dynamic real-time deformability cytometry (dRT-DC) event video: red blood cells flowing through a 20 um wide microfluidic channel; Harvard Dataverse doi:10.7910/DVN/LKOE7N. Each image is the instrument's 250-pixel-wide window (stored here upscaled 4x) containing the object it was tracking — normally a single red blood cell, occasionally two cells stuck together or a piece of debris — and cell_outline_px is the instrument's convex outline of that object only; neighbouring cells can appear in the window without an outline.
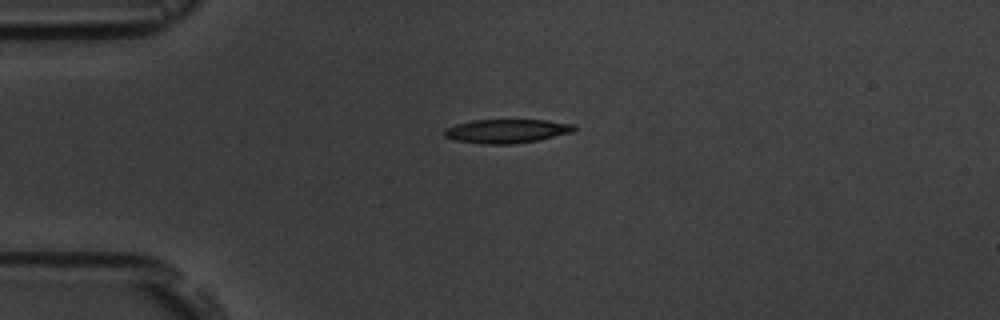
{"species": "common noctule bat (a hibernating species)", "species_latin": "Nyctalus noctula", "temperature_condition": "room temperature", "stored_images_in_passage": 4, "camera_frame_rate_fps": 3000, "um_per_image_px": 0.085, "animal": {"sex": "male", "body_mass_g": 19.5, "forearm_length_mm": 54.6}, "frame": {"image": 1, "passage_image": 1, "time_ms": 0.0, "image_size_px": [1000, 320], "cell_outline_px": [[576, 128], [572, 132], [536, 140], [512, 144], [480, 144], [456, 140], [444, 136], [444, 128], [456, 124], [472, 120], [548, 120], [576, 124]], "centroid_in_image_um": [43.06, 11.13], "position_along_channel_um": 41.9, "area_um2": 18.03}}
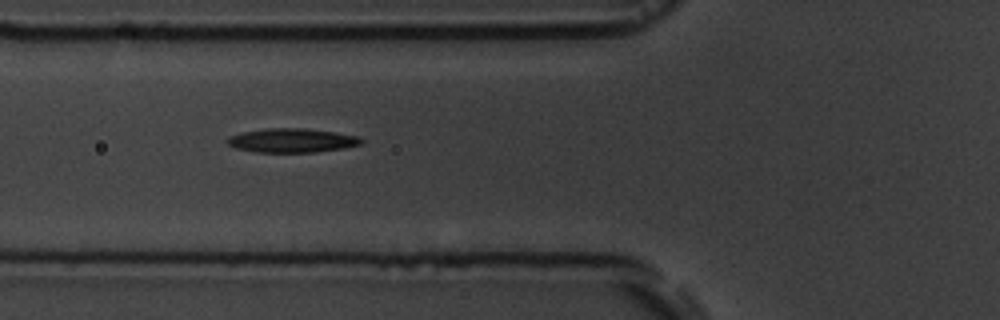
{"frame": {"image": 2, "passage_image": 3, "time_ms": 2.333, "image_size_px": [1000, 320], "cell_outline_px": [[364, 140], [360, 144], [344, 148], [316, 152], [256, 152], [236, 148], [228, 144], [224, 140], [228, 136], [240, 132], [268, 128], [304, 128], [336, 132], [360, 136]], "centroid_in_image_um": [24.8, 11.93], "position_along_channel_um": 101.0, "area_um2": 18.96}}
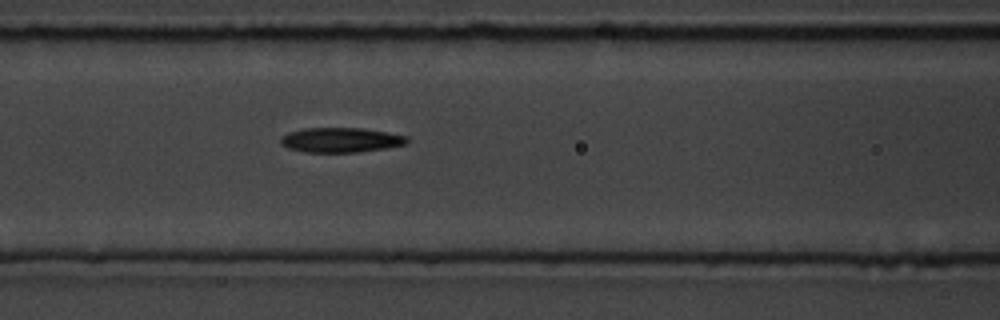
{"frame": {"image": 3, "passage_image": 4, "time_ms": 3.333, "image_size_px": [1000, 320], "cell_outline_px": [[408, 144], [384, 148], [356, 152], [304, 152], [288, 148], [280, 144], [280, 136], [288, 132], [304, 128], [364, 128], [388, 132], [408, 136]], "centroid_in_image_um": [28.95, 11.89], "position_along_channel_um": 137.7, "area_um2": 18.38}}